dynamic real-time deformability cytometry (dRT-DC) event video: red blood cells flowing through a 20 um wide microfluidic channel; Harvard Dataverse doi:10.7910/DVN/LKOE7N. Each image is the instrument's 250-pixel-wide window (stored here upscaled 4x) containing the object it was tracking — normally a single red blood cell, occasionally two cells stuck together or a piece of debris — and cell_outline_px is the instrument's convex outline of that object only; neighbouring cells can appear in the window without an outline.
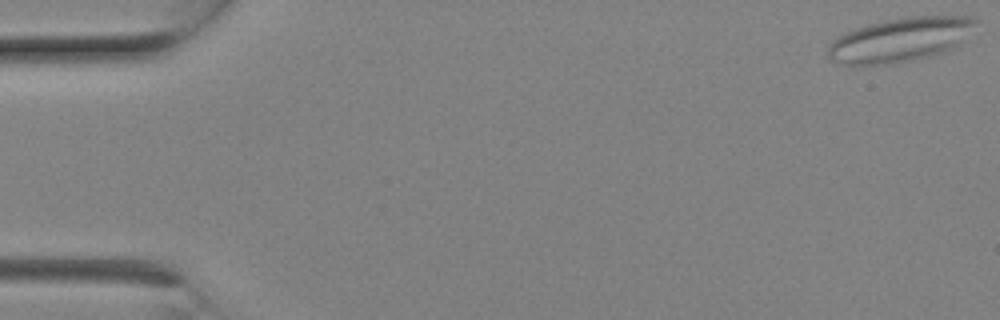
{"species": "Egyptian fruit bat (a non-hibernating species)", "species_latin": "Rousettus aegyptiacus", "temperature_condition": "room temperature", "stored_images_in_passage": 8, "camera_frame_rate_fps": 3000, "um_per_image_px": 0.085, "animal": {"sex": "female"}, "frame": {"image": 1, "passage_image": 1, "time_ms": 0.0, "image_size_px": [1000, 320], "cell_outline_px": [[980, 20], [952, 48], [932, 56], [892, 64], [860, 68], [840, 64], [832, 60], [828, 56], [828, 44], [832, 40], [844, 32], [868, 24], [888, 20], [912, 16], [972, 16]], "centroid_in_image_um": [76.41, 3.42], "position_along_channel_um": 8.6, "area_um2": 38.32}}